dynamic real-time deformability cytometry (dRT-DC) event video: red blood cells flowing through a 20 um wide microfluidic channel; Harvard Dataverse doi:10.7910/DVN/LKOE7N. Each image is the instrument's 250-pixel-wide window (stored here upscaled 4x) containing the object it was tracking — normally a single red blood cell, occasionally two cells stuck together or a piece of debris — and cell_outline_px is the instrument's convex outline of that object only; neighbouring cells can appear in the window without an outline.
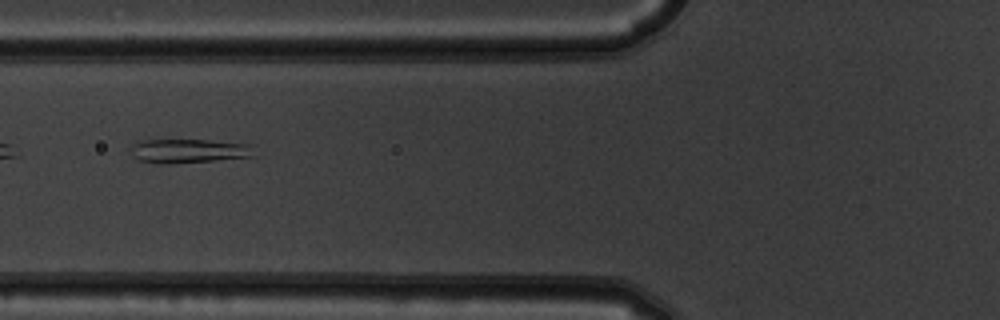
{"species": "common noctule bat (a hibernating species)", "species_latin": "Nyctalus noctula", "temperature_condition": "warm", "stored_images_in_passage": 4, "camera_frame_rate_fps": 3000, "um_per_image_px": 0.085, "animal": {"sex": "male", "body_mass_g": 19.5, "forearm_length_mm": 54.6}, "frame": {"image": 1, "passage_image": 4, "time_ms": 1.0, "image_size_px": [1000, 320], "cell_outline_px": [[252, 156], [212, 160], [164, 164], [160, 164], [140, 160], [132, 156], [132, 144], [140, 140], [208, 140], [248, 144]], "centroid_in_image_um": [15.92, 12.82], "position_along_channel_um": 109.9, "area_um2": 16.76}}